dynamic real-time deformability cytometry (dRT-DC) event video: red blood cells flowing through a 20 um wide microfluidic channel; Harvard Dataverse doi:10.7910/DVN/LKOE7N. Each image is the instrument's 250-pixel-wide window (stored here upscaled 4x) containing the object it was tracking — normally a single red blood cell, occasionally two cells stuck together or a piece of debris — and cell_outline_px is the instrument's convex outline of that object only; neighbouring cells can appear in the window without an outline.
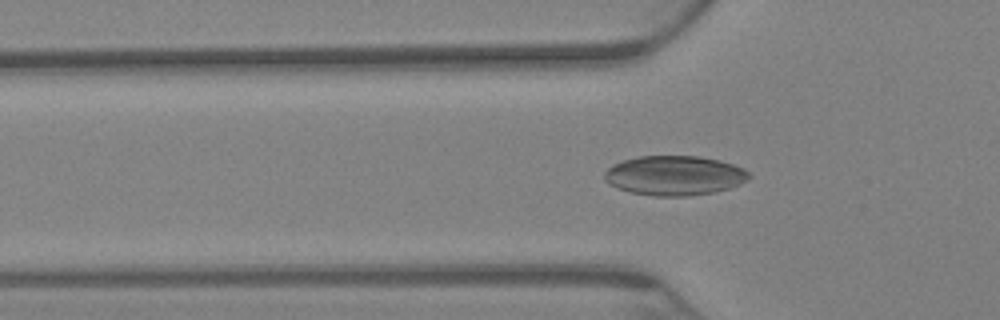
{"species": "Egyptian fruit bat (a non-hibernating species)", "species_latin": "Rousettus aegyptiacus", "temperature_condition": "warm", "stored_images_in_passage": 69, "camera_frame_rate_fps": 3000, "um_per_image_px": 0.085, "animal": {"sex": "female"}, "frame": {"image": 1, "passage_image": 22, "time_ms": 7.0, "image_size_px": [1000, 320], "cell_outline_px": [[752, 176], [748, 180], [740, 184], [728, 188], [712, 192], [688, 196], [652, 196], [632, 192], [616, 188], [604, 180], [604, 172], [612, 164], [624, 160], [640, 156], [700, 156], [720, 160], [744, 168]], "centroid_in_image_um": [57.33, 14.91], "position_along_channel_um": 68.5, "area_um2": 33.47}}
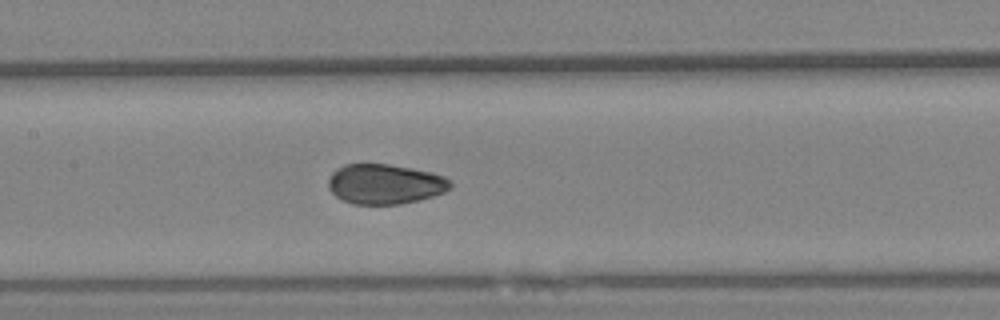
{"frame": {"image": 2, "passage_image": 33, "time_ms": 10.667, "image_size_px": [1000, 320], "cell_outline_px": [[452, 188], [444, 192], [420, 200], [400, 204], [352, 204], [336, 196], [328, 188], [328, 180], [332, 172], [336, 168], [344, 164], [388, 164], [432, 172], [444, 176], [452, 180]], "centroid_in_image_um": [32.74, 15.64], "position_along_channel_um": 174.7, "area_um2": 28.61}}
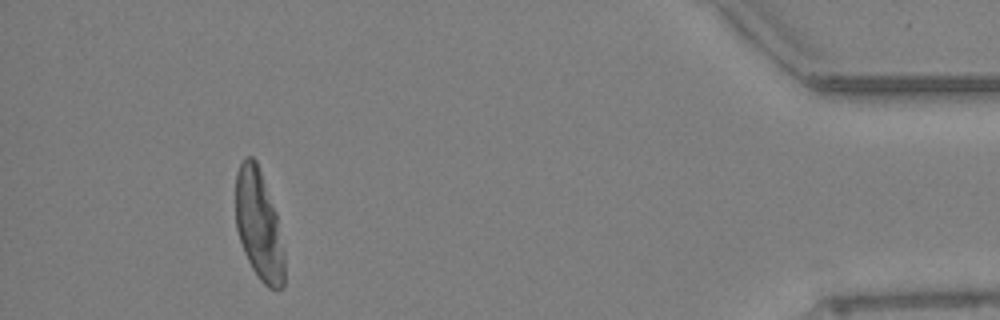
{"frame": {"image": 3, "passage_image": 64, "time_ms": 21.0, "image_size_px": [1000, 320], "cell_outline_px": [[284, 288], [268, 288], [260, 280], [252, 268], [244, 252], [236, 228], [236, 172], [240, 164], [248, 156], [252, 156], [256, 160], [276, 212], [284, 256]], "centroid_in_image_um": [21.99, 19.15], "position_along_channel_um": 413.2, "area_um2": 30.87}}